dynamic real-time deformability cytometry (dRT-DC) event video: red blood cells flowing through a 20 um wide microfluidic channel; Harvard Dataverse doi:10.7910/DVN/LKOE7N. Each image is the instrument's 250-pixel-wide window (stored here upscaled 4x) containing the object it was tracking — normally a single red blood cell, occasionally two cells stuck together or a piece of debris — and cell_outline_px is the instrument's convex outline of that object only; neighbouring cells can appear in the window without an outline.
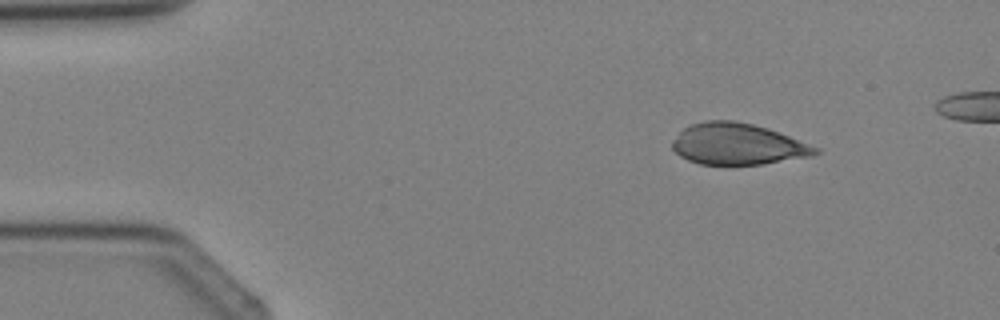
{"species": "Egyptian fruit bat (a non-hibernating species)", "species_latin": "Rousettus aegyptiacus", "temperature_condition": "cold", "stored_images_in_passage": 5, "camera_frame_rate_fps": 3000, "um_per_image_px": 0.085, "animal": {"sex": "female"}, "frame": {"image": 1, "passage_image": 2, "time_ms": 1.333, "image_size_px": [1000, 320], "cell_outline_px": [[820, 152], [812, 156], [764, 164], [700, 164], [688, 160], [680, 156], [672, 148], [672, 140], [684, 128], [692, 124], [704, 120], [736, 120], [768, 128], [820, 148]], "centroid_in_image_um": [62.71, 12.24], "position_along_channel_um": 22.3, "area_um2": 34.45}}
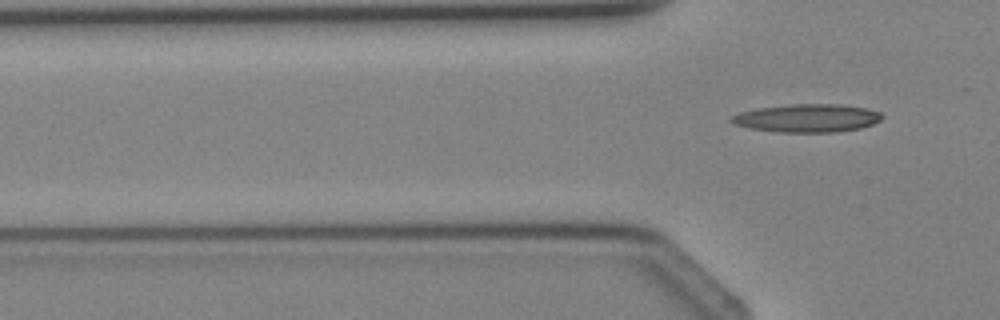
{"frame": {"image": 2, "passage_image": 5, "time_ms": 5.667, "image_size_px": [1000, 320], "cell_outline_px": [[884, 116], [880, 120], [872, 124], [860, 128], [836, 132], [780, 132], [748, 128], [736, 124], [728, 120], [732, 116], [740, 112], [756, 108], [792, 104], [836, 104], [864, 108], [880, 112]], "centroid_in_image_um": [68.59, 10.04], "position_along_channel_um": 57.2, "area_um2": 24.57}}